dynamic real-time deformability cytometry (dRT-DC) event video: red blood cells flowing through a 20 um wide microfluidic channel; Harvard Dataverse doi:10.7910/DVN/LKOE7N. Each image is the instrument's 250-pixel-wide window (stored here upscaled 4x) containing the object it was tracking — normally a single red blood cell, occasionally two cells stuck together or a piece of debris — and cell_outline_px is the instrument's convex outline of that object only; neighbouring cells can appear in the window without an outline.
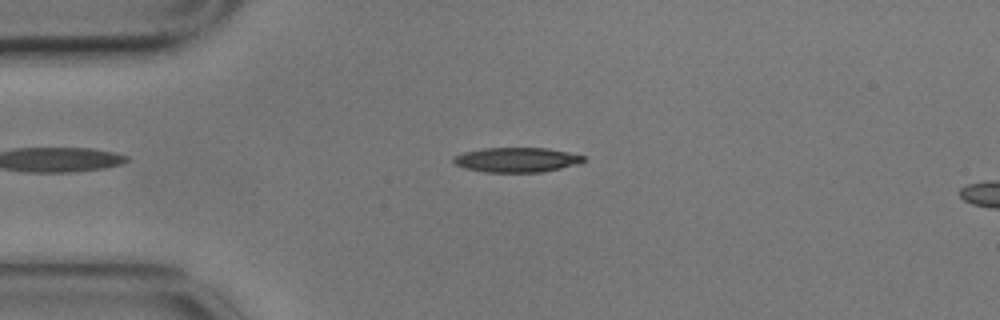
{"species": "common noctule bat (a hibernating species)", "species_latin": "Nyctalus noctula", "temperature_condition": "cold", "stored_images_in_passage": 5, "segment_of_instrument_passage": [1, 2], "camera_frame_rate_fps": 3000, "um_per_image_px": 0.085, "animal": {"sex": "male", "body_mass_g": 17.9}, "frame": {"image": 1, "passage_image": 3, "time_ms": 0.667, "image_size_px": [1000, 320], "cell_outline_px": [[584, 160], [580, 164], [540, 172], [484, 172], [464, 168], [456, 164], [452, 160], [452, 156], [464, 152], [484, 148], [548, 148], [568, 152], [584, 156]], "centroid_in_image_um": [43.89, 13.58], "position_along_channel_um": 41.1, "area_um2": 18.73}}